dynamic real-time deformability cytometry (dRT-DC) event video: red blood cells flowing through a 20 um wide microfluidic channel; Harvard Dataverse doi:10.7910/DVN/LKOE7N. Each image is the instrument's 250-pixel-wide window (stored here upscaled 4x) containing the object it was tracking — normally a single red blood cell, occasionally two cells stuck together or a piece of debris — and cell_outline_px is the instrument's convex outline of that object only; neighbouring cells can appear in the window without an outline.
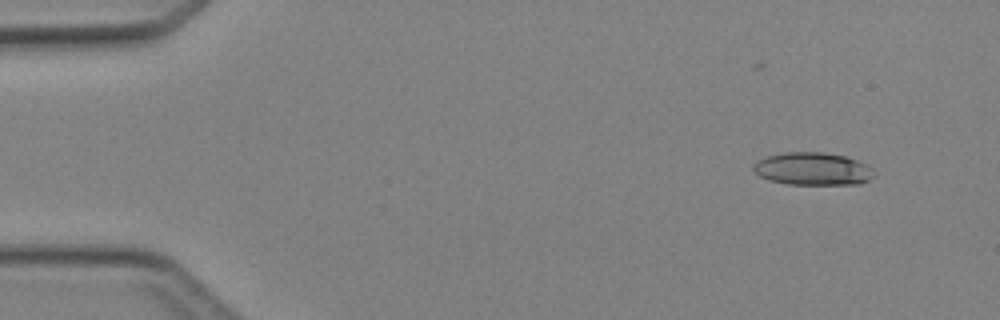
{"species": "Egyptian fruit bat (a non-hibernating species)", "species_latin": "Rousettus aegyptiacus", "temperature_condition": "cold", "stored_images_in_passage": 4, "camera_frame_rate_fps": 3000, "um_per_image_px": 0.085, "animal": {"sex": "female"}, "frame": {"image": 1, "passage_image": 4, "time_ms": 3.667, "image_size_px": [1000, 320], "cell_outline_px": [[876, 176], [860, 184], [788, 184], [768, 180], [760, 176], [752, 168], [752, 164], [756, 160], [764, 156], [784, 152], [824, 152], [844, 156], [868, 164], [876, 172]], "centroid_in_image_um": [69.08, 14.35], "position_along_channel_um": 15.9, "area_um2": 23.35}}